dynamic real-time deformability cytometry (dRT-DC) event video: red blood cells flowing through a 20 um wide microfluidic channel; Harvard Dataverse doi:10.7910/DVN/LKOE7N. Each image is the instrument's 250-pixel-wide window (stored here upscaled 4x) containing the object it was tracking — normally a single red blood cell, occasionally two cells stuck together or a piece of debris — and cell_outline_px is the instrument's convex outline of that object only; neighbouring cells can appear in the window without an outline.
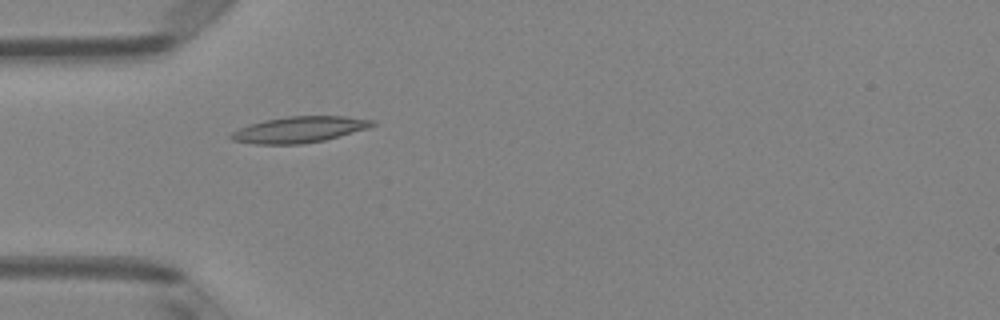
{"species": "Egyptian fruit bat (a non-hibernating species)", "species_latin": "Rousettus aegyptiacus", "temperature_condition": "room temperature", "stored_images_in_passage": 4, "camera_frame_rate_fps": 3000, "um_per_image_px": 0.085, "animal": {"sex": "female"}, "frame": {"image": 1, "passage_image": 3, "time_ms": 0.667, "image_size_px": [1000, 320], "cell_outline_px": [[376, 124], [368, 128], [340, 136], [324, 140], [300, 144], [256, 144], [232, 140], [228, 136], [232, 132], [240, 128], [264, 120], [288, 116], [344, 116], [376, 120]], "centroid_in_image_um": [25.47, 11.01], "position_along_channel_um": 59.5, "area_um2": 21.39}}
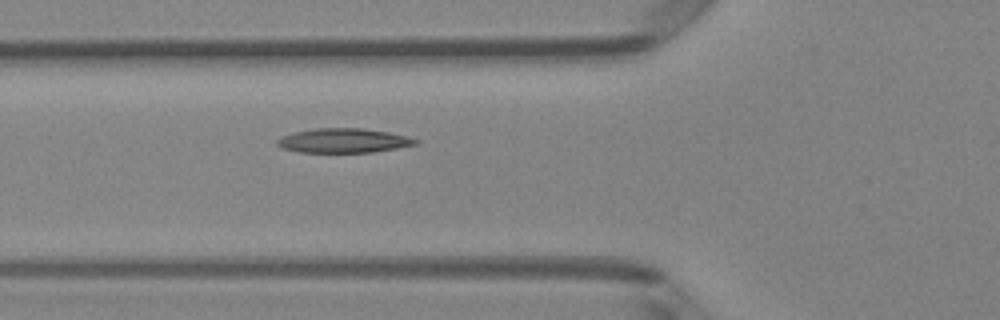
{"frame": {"image": 2, "passage_image": 4, "time_ms": 1.0, "image_size_px": [1000, 320], "cell_outline_px": [[420, 140], [416, 144], [396, 148], [372, 152], [300, 152], [280, 148], [276, 144], [276, 140], [280, 136], [292, 132], [316, 128], [364, 128], [388, 132], [408, 136]], "centroid_in_image_um": [29.15, 11.94], "position_along_channel_um": 96.6, "area_um2": 19.77}}